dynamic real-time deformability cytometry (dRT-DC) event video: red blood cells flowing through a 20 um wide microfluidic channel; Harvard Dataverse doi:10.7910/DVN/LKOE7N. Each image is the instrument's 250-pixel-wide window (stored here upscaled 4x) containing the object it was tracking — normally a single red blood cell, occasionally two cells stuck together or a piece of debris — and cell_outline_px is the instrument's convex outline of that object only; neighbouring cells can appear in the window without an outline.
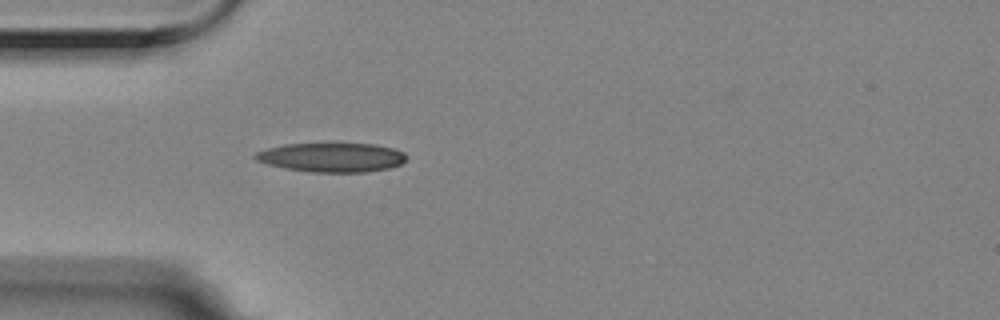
{"species": "Egyptian fruit bat (a non-hibernating species)", "species_latin": "Rousettus aegyptiacus", "temperature_condition": "room temperature", "stored_images_in_passage": 1, "camera_frame_rate_fps": 3000, "um_per_image_px": 0.085, "animal": {"sex": "female"}, "frame": {"image": 1, "passage_image": 1, "time_ms": 0.0, "image_size_px": [1000, 320], "cell_outline_px": [[408, 156], [400, 164], [388, 168], [364, 172], [312, 172], [284, 168], [268, 164], [256, 160], [252, 156], [256, 152], [268, 148], [284, 144], [340, 140], [376, 144], [392, 148], [404, 152]], "centroid_in_image_um": [28.19, 13.31], "position_along_channel_um": 56.8, "area_um2": 26.88}}